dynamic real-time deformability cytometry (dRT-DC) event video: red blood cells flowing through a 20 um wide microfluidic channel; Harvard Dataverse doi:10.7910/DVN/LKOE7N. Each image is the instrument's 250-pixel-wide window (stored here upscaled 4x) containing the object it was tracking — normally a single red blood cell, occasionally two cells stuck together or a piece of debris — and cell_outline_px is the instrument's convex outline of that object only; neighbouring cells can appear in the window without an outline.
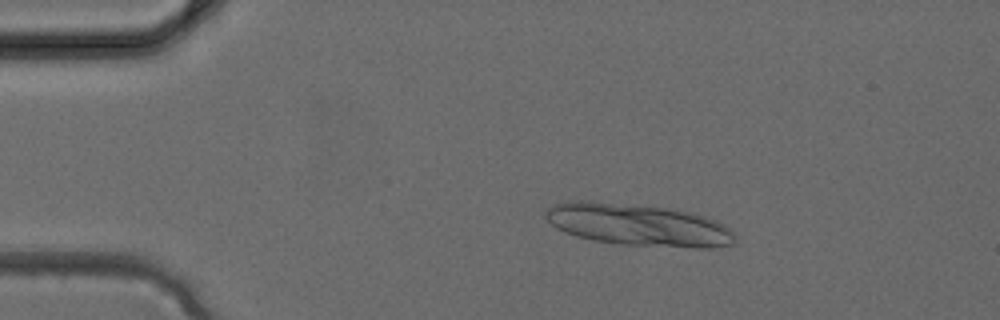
{"species": "common noctule bat (a hibernating species)", "species_latin": "Nyctalus noctula", "temperature_condition": "cold", "stored_images_in_passage": 3, "camera_frame_rate_fps": 3000, "um_per_image_px": 0.085, "animal": {"sex": "female", "body_mass_g": 24.6, "forearm_length_mm": 56.2}, "frame": {"image": 1, "passage_image": 2, "time_ms": 0.333, "image_size_px": [1000, 320], "cell_outline_px": [[736, 244], [712, 248], [696, 248], [620, 244], [592, 240], [576, 236], [564, 232], [556, 228], [544, 216], [544, 212], [548, 208], [556, 204], [572, 200], [580, 200], [668, 208], [692, 212], [716, 220], [732, 228], [736, 236]], "centroid_in_image_um": [54.31, 19.13], "position_along_channel_um": 30.7, "area_um2": 46.64}}